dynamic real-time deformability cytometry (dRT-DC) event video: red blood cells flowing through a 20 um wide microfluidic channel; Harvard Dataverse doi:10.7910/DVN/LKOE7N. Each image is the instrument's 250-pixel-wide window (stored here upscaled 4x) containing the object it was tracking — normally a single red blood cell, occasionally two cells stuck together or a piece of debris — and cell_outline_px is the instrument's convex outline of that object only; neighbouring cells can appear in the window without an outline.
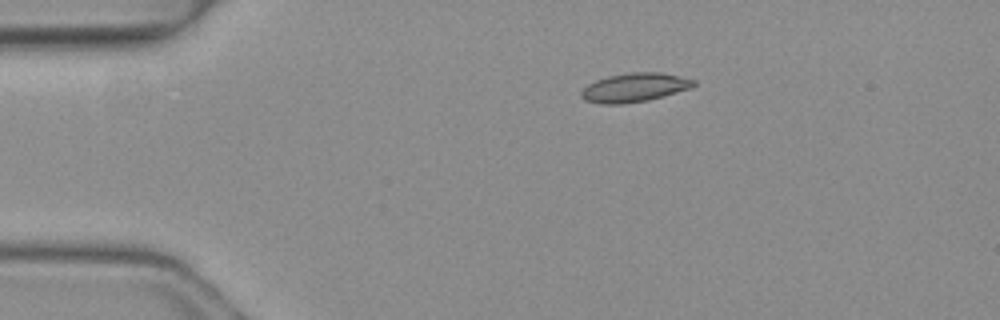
{"species": "common noctule bat (a hibernating species)", "species_latin": "Nyctalus noctula", "temperature_condition": "warm", "stored_images_in_passage": 2, "camera_frame_rate_fps": 3000, "um_per_image_px": 0.085, "animal": {"sex": "female", "body_mass_g": 19.3, "forearm_length_mm": 54.1}, "frame": {"image": 1, "passage_image": 1, "time_ms": 0.0, "image_size_px": [1000, 320], "cell_outline_px": [[696, 84], [692, 88], [648, 100], [620, 104], [600, 104], [584, 100], [580, 96], [580, 92], [588, 84], [596, 80], [608, 76], [628, 72], [660, 72], [696, 80]], "centroid_in_image_um": [53.92, 7.44], "position_along_channel_um": 31.1, "area_um2": 18.96}}